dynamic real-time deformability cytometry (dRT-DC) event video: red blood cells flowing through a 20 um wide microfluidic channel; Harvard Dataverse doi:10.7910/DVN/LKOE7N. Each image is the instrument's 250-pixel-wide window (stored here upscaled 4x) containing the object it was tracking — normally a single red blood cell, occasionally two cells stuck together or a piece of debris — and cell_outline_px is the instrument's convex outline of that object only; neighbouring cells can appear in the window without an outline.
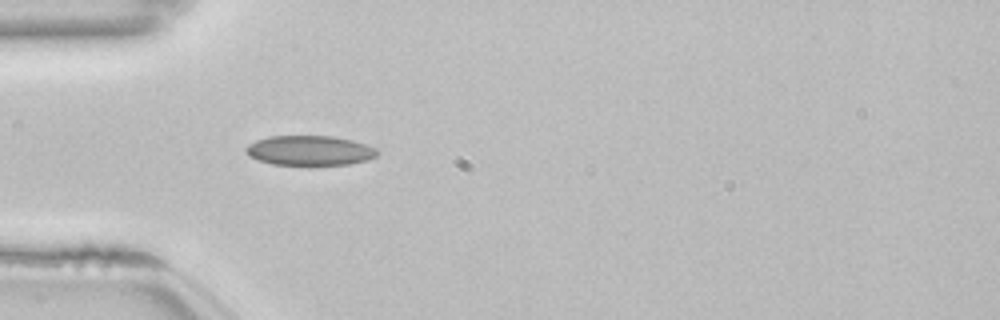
{"species": "common noctule bat (a hibernating species)", "species_latin": "Nyctalus noctula", "temperature_condition": "room temperature", "stored_images_in_passage": 38, "camera_frame_rate_fps": 3000, "um_per_image_px": 0.085, "animal": {"sex": "female", "body_mass_g": 22.7, "forearm_length_mm": 54.2}, "frame": {"image": 1, "passage_image": 1, "time_ms": 0.0, "image_size_px": [1000, 320], "cell_outline_px": [[380, 152], [376, 156], [368, 160], [348, 164], [272, 164], [256, 160], [248, 156], [244, 152], [244, 148], [248, 144], [256, 140], [268, 136], [332, 136], [352, 140], [376, 148]], "centroid_in_image_um": [26.28, 12.78], "position_along_channel_um": 58.7, "area_um2": 22.83}}
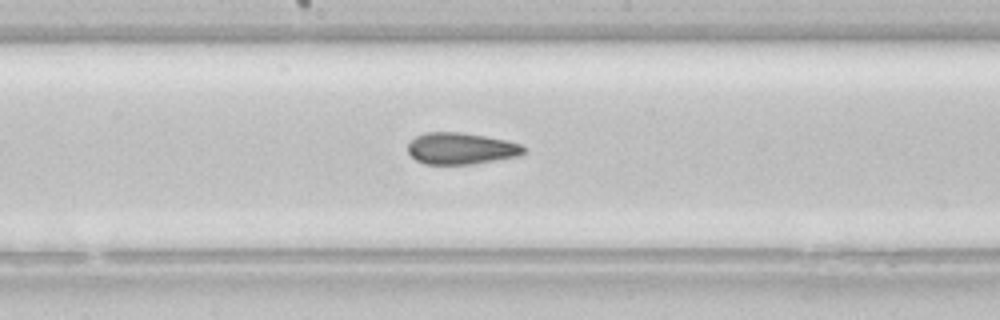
{"frame": {"image": 2, "passage_image": 13, "time_ms": 4.0, "image_size_px": [1000, 320], "cell_outline_px": [[524, 152], [520, 156], [472, 164], [424, 164], [416, 160], [408, 152], [408, 144], [416, 136], [424, 132], [460, 132], [484, 136], [504, 140], [520, 144], [524, 148]], "centroid_in_image_um": [39.16, 12.62], "position_along_channel_um": 209.0, "area_um2": 21.21}}
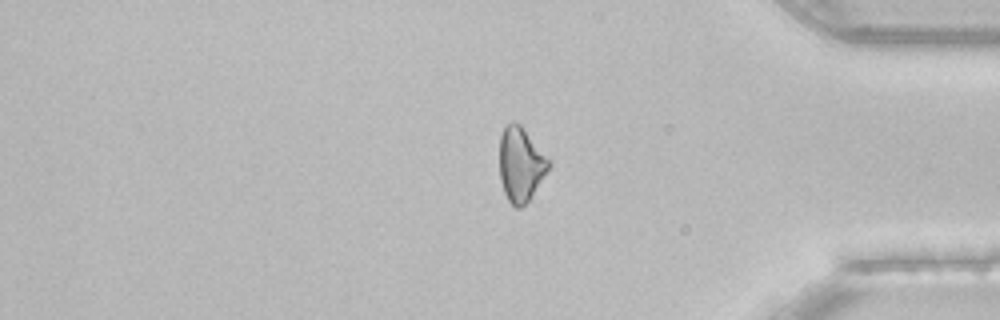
{"frame": {"image": 3, "passage_image": 29, "time_ms": 9.333, "image_size_px": [1000, 320], "cell_outline_px": [[552, 164], [528, 200], [520, 208], [516, 208], [508, 200], [504, 192], [500, 180], [500, 136], [504, 128], [512, 120], [520, 124]], "centroid_in_image_um": [44.24, 13.97], "position_along_channel_um": 391.0, "area_um2": 20.87}, "authors_computed_cell_mechanics": {"area_um2": 21.8773, "velocity_mm_per_s": 3.8527, "shape_relaxation_time_tau1_ms": null, "shape_relaxation_time_tau2_ms": 2.6671, "deformation_change_tau1": null, "deformation_change_tau2": 0.0825}}